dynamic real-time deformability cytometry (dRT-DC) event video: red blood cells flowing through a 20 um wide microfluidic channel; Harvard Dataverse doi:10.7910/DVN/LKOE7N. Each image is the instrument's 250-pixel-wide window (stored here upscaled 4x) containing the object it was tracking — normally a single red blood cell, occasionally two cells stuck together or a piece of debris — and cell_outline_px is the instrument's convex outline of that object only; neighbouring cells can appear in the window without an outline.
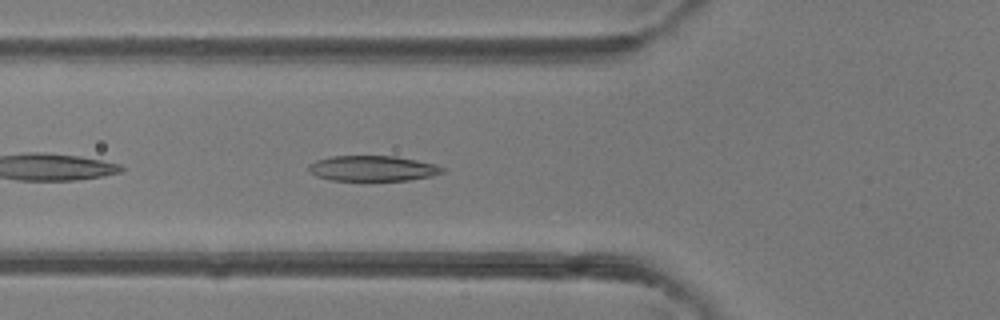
{"species": "common noctule bat (a hibernating species)", "species_latin": "Nyctalus noctula", "temperature_condition": "room temperature", "stored_images_in_passage": 34, "camera_frame_rate_fps": 3000, "um_per_image_px": 0.085, "animal": {"sex": "female"}, "frame": {"image": 1, "passage_image": 4, "time_ms": 1.0, "image_size_px": [1000, 320], "cell_outline_px": [[444, 172], [432, 176], [408, 180], [332, 180], [316, 176], [308, 168], [308, 164], [316, 160], [332, 156], [396, 156], [436, 164], [444, 168]], "centroid_in_image_um": [31.69, 14.31], "position_along_channel_um": 94.1, "area_um2": 19.71}}
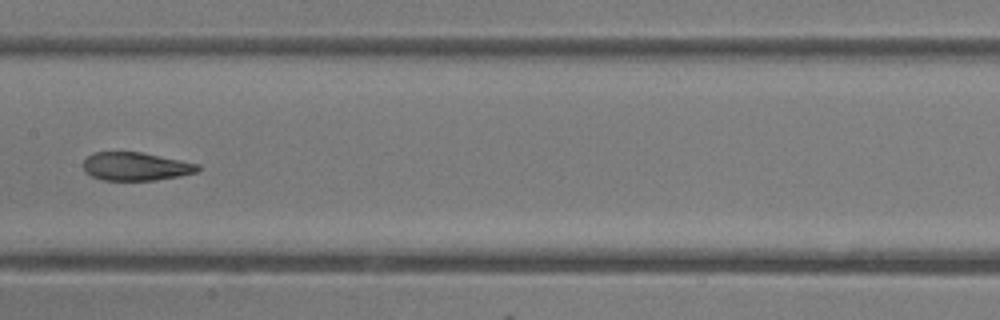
{"frame": {"image": 2, "passage_image": 11, "time_ms": 3.333, "image_size_px": [1000, 320], "cell_outline_px": [[200, 168], [196, 172], [180, 176], [156, 180], [104, 180], [92, 176], [84, 172], [84, 160], [88, 156], [96, 152], [140, 152], [200, 164]], "centroid_in_image_um": [11.55, 14.15], "position_along_channel_um": 195.9, "area_um2": 18.73}}
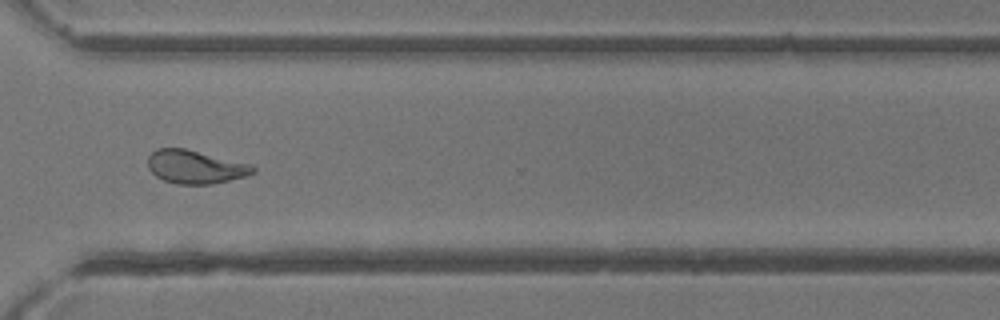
{"frame": {"image": 3, "passage_image": 22, "time_ms": 7.0, "image_size_px": [1000, 320], "cell_outline_px": [[256, 172], [248, 176], [212, 184], [176, 184], [164, 180], [156, 176], [148, 168], [148, 156], [156, 148], [184, 148], [252, 164], [256, 168]], "centroid_in_image_um": [16.63, 14.19], "position_along_channel_um": 354.0, "area_um2": 20.58}, "authors_computed_cell_mechanics": {"area_um2": 20.1144, "velocity_mm_per_s": 4.3216, "shape_relaxation_time_tau1_ms": 4.8305, "shape_relaxation_time_tau2_ms": 1.2537, "deformation_change_tau1": 0.1794, "deformation_change_tau2": 0.0851}}